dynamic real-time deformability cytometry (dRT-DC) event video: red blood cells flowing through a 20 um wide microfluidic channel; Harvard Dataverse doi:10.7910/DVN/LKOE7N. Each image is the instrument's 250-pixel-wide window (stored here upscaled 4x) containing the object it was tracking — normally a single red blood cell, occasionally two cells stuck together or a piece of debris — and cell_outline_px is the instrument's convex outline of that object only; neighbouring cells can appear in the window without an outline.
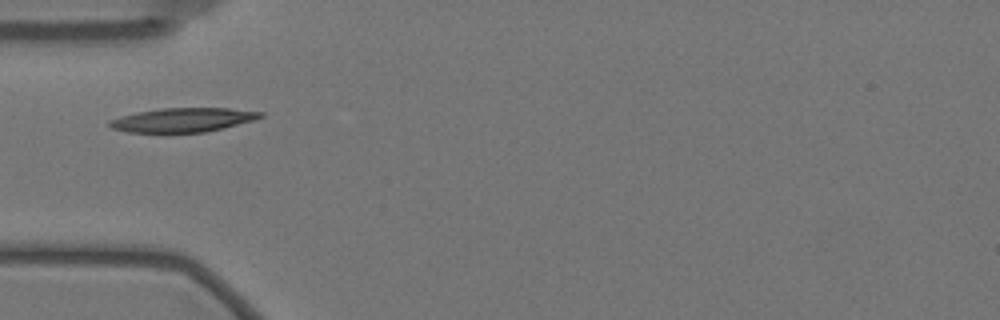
{"species": "Egyptian fruit bat (a non-hibernating species)", "species_latin": "Rousettus aegyptiacus", "temperature_condition": "warm", "stored_images_in_passage": 41, "camera_frame_rate_fps": 3000, "um_per_image_px": 0.085, "animal": {"sex": "female"}, "frame": {"image": 1, "passage_image": 1, "time_ms": 0.0, "image_size_px": [1000, 320], "cell_outline_px": [[264, 116], [256, 120], [224, 128], [204, 132], [128, 132], [112, 128], [108, 124], [108, 120], [120, 116], [136, 112], [160, 108], [228, 108], [264, 112]], "centroid_in_image_um": [15.57, 10.18], "position_along_channel_um": 69.4, "area_um2": 21.27}}
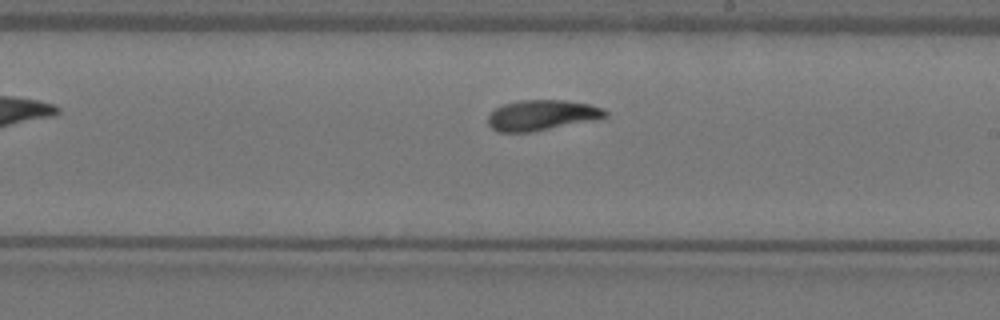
{"frame": {"image": 2, "passage_image": 16, "time_ms": 5.0, "image_size_px": [1000, 320], "cell_outline_px": [[608, 116], [600, 120], [532, 132], [496, 132], [488, 124], [488, 116], [496, 108], [504, 104], [520, 100], [564, 100], [588, 104], [600, 108], [608, 112]], "centroid_in_image_um": [46.09, 9.81], "position_along_channel_um": 242.9, "area_um2": 21.04}}
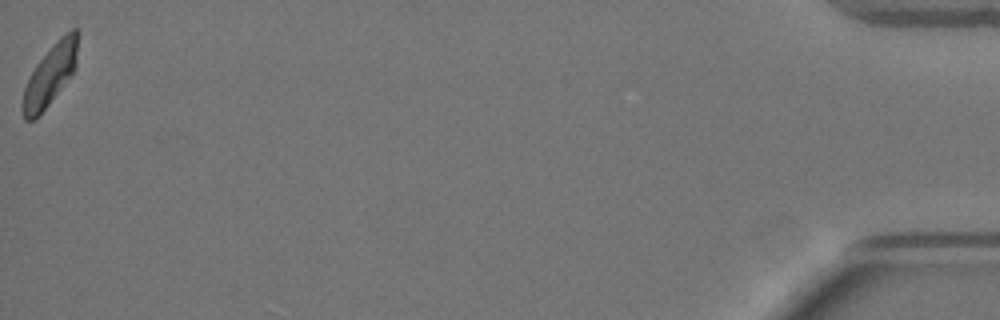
{"frame": {"image": 3, "passage_image": 41, "time_ms": 13.333, "image_size_px": [1000, 320], "cell_outline_px": [[80, 32], [76, 68], [36, 120], [24, 120], [20, 104], [24, 88], [36, 64], [60, 36], [72, 28], [76, 28]], "centroid_in_image_um": [4.27, 6.34], "position_along_channel_um": 430.9, "area_um2": 19.77}, "authors_computed_cell_mechanics": {"area_um2": 20.519, "velocity_mm_per_s": 3.4573, "shape_relaxation_time_tau1_ms": 6.5252, "shape_relaxation_time_tau2_ms": 2.9498, "deformation_change_tau1": 0.1945, "deformation_change_tau2": 0.0892}}